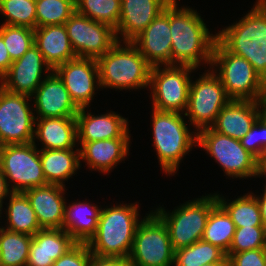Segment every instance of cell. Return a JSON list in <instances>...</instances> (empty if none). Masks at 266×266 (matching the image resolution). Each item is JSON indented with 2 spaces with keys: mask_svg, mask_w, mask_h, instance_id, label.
I'll list each match as a JSON object with an SVG mask.
<instances>
[{
  "mask_svg": "<svg viewBox=\"0 0 266 266\" xmlns=\"http://www.w3.org/2000/svg\"><path fill=\"white\" fill-rule=\"evenodd\" d=\"M179 4L178 0L170 2L171 65L209 68L217 33L209 30L195 7Z\"/></svg>",
  "mask_w": 266,
  "mask_h": 266,
  "instance_id": "obj_1",
  "label": "cell"
},
{
  "mask_svg": "<svg viewBox=\"0 0 266 266\" xmlns=\"http://www.w3.org/2000/svg\"><path fill=\"white\" fill-rule=\"evenodd\" d=\"M114 202L104 203L96 232L86 244L93 255L128 259L137 227L145 216L140 212V200Z\"/></svg>",
  "mask_w": 266,
  "mask_h": 266,
  "instance_id": "obj_2",
  "label": "cell"
},
{
  "mask_svg": "<svg viewBox=\"0 0 266 266\" xmlns=\"http://www.w3.org/2000/svg\"><path fill=\"white\" fill-rule=\"evenodd\" d=\"M150 109L149 129L158 165L162 174L176 177L183 160L197 148V131L184 114Z\"/></svg>",
  "mask_w": 266,
  "mask_h": 266,
  "instance_id": "obj_3",
  "label": "cell"
},
{
  "mask_svg": "<svg viewBox=\"0 0 266 266\" xmlns=\"http://www.w3.org/2000/svg\"><path fill=\"white\" fill-rule=\"evenodd\" d=\"M243 17L217 31V40L245 58L266 82V0H256Z\"/></svg>",
  "mask_w": 266,
  "mask_h": 266,
  "instance_id": "obj_4",
  "label": "cell"
},
{
  "mask_svg": "<svg viewBox=\"0 0 266 266\" xmlns=\"http://www.w3.org/2000/svg\"><path fill=\"white\" fill-rule=\"evenodd\" d=\"M97 63L101 90L148 92L152 67L131 42L118 41Z\"/></svg>",
  "mask_w": 266,
  "mask_h": 266,
  "instance_id": "obj_5",
  "label": "cell"
},
{
  "mask_svg": "<svg viewBox=\"0 0 266 266\" xmlns=\"http://www.w3.org/2000/svg\"><path fill=\"white\" fill-rule=\"evenodd\" d=\"M204 195L179 203L173 210L163 204L149 208L167 226L174 250L188 247L202 239L209 214L218 204L215 191Z\"/></svg>",
  "mask_w": 266,
  "mask_h": 266,
  "instance_id": "obj_6",
  "label": "cell"
},
{
  "mask_svg": "<svg viewBox=\"0 0 266 266\" xmlns=\"http://www.w3.org/2000/svg\"><path fill=\"white\" fill-rule=\"evenodd\" d=\"M210 68L220 78L231 100L260 101L266 94V82L245 58L229 52L215 41Z\"/></svg>",
  "mask_w": 266,
  "mask_h": 266,
  "instance_id": "obj_7",
  "label": "cell"
},
{
  "mask_svg": "<svg viewBox=\"0 0 266 266\" xmlns=\"http://www.w3.org/2000/svg\"><path fill=\"white\" fill-rule=\"evenodd\" d=\"M197 148L221 167L226 179H257L258 159L242 146L240 140L209 127L197 132Z\"/></svg>",
  "mask_w": 266,
  "mask_h": 266,
  "instance_id": "obj_8",
  "label": "cell"
},
{
  "mask_svg": "<svg viewBox=\"0 0 266 266\" xmlns=\"http://www.w3.org/2000/svg\"><path fill=\"white\" fill-rule=\"evenodd\" d=\"M193 74L184 116L198 132L211 127L221 109L231 100L218 75L209 67ZM196 77V78H195Z\"/></svg>",
  "mask_w": 266,
  "mask_h": 266,
  "instance_id": "obj_9",
  "label": "cell"
},
{
  "mask_svg": "<svg viewBox=\"0 0 266 266\" xmlns=\"http://www.w3.org/2000/svg\"><path fill=\"white\" fill-rule=\"evenodd\" d=\"M198 69L188 65H164L151 68L149 79L150 108L184 114L193 74ZM150 89V90H149Z\"/></svg>",
  "mask_w": 266,
  "mask_h": 266,
  "instance_id": "obj_10",
  "label": "cell"
},
{
  "mask_svg": "<svg viewBox=\"0 0 266 266\" xmlns=\"http://www.w3.org/2000/svg\"><path fill=\"white\" fill-rule=\"evenodd\" d=\"M147 212L137 227L128 261L132 266H173L168 228L153 210Z\"/></svg>",
  "mask_w": 266,
  "mask_h": 266,
  "instance_id": "obj_11",
  "label": "cell"
},
{
  "mask_svg": "<svg viewBox=\"0 0 266 266\" xmlns=\"http://www.w3.org/2000/svg\"><path fill=\"white\" fill-rule=\"evenodd\" d=\"M0 168L12 192L47 185L39 148L33 142L0 146Z\"/></svg>",
  "mask_w": 266,
  "mask_h": 266,
  "instance_id": "obj_12",
  "label": "cell"
},
{
  "mask_svg": "<svg viewBox=\"0 0 266 266\" xmlns=\"http://www.w3.org/2000/svg\"><path fill=\"white\" fill-rule=\"evenodd\" d=\"M35 115L31 96L0 86V146L33 142Z\"/></svg>",
  "mask_w": 266,
  "mask_h": 266,
  "instance_id": "obj_13",
  "label": "cell"
},
{
  "mask_svg": "<svg viewBox=\"0 0 266 266\" xmlns=\"http://www.w3.org/2000/svg\"><path fill=\"white\" fill-rule=\"evenodd\" d=\"M64 25L77 57L97 60L118 42L113 27L77 12Z\"/></svg>",
  "mask_w": 266,
  "mask_h": 266,
  "instance_id": "obj_14",
  "label": "cell"
},
{
  "mask_svg": "<svg viewBox=\"0 0 266 266\" xmlns=\"http://www.w3.org/2000/svg\"><path fill=\"white\" fill-rule=\"evenodd\" d=\"M54 71L79 109L90 107L101 91L96 59L76 57L57 66Z\"/></svg>",
  "mask_w": 266,
  "mask_h": 266,
  "instance_id": "obj_15",
  "label": "cell"
},
{
  "mask_svg": "<svg viewBox=\"0 0 266 266\" xmlns=\"http://www.w3.org/2000/svg\"><path fill=\"white\" fill-rule=\"evenodd\" d=\"M52 68L45 62L35 45L12 62L9 71L0 79V86L14 94L32 96Z\"/></svg>",
  "mask_w": 266,
  "mask_h": 266,
  "instance_id": "obj_16",
  "label": "cell"
},
{
  "mask_svg": "<svg viewBox=\"0 0 266 266\" xmlns=\"http://www.w3.org/2000/svg\"><path fill=\"white\" fill-rule=\"evenodd\" d=\"M91 107L81 108L75 116L77 142H93L113 138L131 137L130 121L117 111L106 110L102 114L91 112Z\"/></svg>",
  "mask_w": 266,
  "mask_h": 266,
  "instance_id": "obj_17",
  "label": "cell"
},
{
  "mask_svg": "<svg viewBox=\"0 0 266 266\" xmlns=\"http://www.w3.org/2000/svg\"><path fill=\"white\" fill-rule=\"evenodd\" d=\"M133 138H113L93 142H77L79 147L80 167L87 166L89 173L111 174L120 163L129 159ZM83 163V167H82ZM85 163V166H84Z\"/></svg>",
  "mask_w": 266,
  "mask_h": 266,
  "instance_id": "obj_18",
  "label": "cell"
},
{
  "mask_svg": "<svg viewBox=\"0 0 266 266\" xmlns=\"http://www.w3.org/2000/svg\"><path fill=\"white\" fill-rule=\"evenodd\" d=\"M131 43L151 67L171 65L170 3Z\"/></svg>",
  "mask_w": 266,
  "mask_h": 266,
  "instance_id": "obj_19",
  "label": "cell"
},
{
  "mask_svg": "<svg viewBox=\"0 0 266 266\" xmlns=\"http://www.w3.org/2000/svg\"><path fill=\"white\" fill-rule=\"evenodd\" d=\"M35 118L75 117V105L64 83L52 70L31 96Z\"/></svg>",
  "mask_w": 266,
  "mask_h": 266,
  "instance_id": "obj_20",
  "label": "cell"
},
{
  "mask_svg": "<svg viewBox=\"0 0 266 266\" xmlns=\"http://www.w3.org/2000/svg\"><path fill=\"white\" fill-rule=\"evenodd\" d=\"M67 190L60 185L47 184L23 192L35 211L38 224L42 229H63L65 206L69 197Z\"/></svg>",
  "mask_w": 266,
  "mask_h": 266,
  "instance_id": "obj_21",
  "label": "cell"
},
{
  "mask_svg": "<svg viewBox=\"0 0 266 266\" xmlns=\"http://www.w3.org/2000/svg\"><path fill=\"white\" fill-rule=\"evenodd\" d=\"M172 0H121V14L115 29L119 42H131Z\"/></svg>",
  "mask_w": 266,
  "mask_h": 266,
  "instance_id": "obj_22",
  "label": "cell"
},
{
  "mask_svg": "<svg viewBox=\"0 0 266 266\" xmlns=\"http://www.w3.org/2000/svg\"><path fill=\"white\" fill-rule=\"evenodd\" d=\"M261 116L259 101L230 100L218 114L211 128L241 140Z\"/></svg>",
  "mask_w": 266,
  "mask_h": 266,
  "instance_id": "obj_23",
  "label": "cell"
},
{
  "mask_svg": "<svg viewBox=\"0 0 266 266\" xmlns=\"http://www.w3.org/2000/svg\"><path fill=\"white\" fill-rule=\"evenodd\" d=\"M33 144L39 149H79L76 118H35Z\"/></svg>",
  "mask_w": 266,
  "mask_h": 266,
  "instance_id": "obj_24",
  "label": "cell"
},
{
  "mask_svg": "<svg viewBox=\"0 0 266 266\" xmlns=\"http://www.w3.org/2000/svg\"><path fill=\"white\" fill-rule=\"evenodd\" d=\"M76 243L64 229H41L32 237L26 266H52Z\"/></svg>",
  "mask_w": 266,
  "mask_h": 266,
  "instance_id": "obj_25",
  "label": "cell"
},
{
  "mask_svg": "<svg viewBox=\"0 0 266 266\" xmlns=\"http://www.w3.org/2000/svg\"><path fill=\"white\" fill-rule=\"evenodd\" d=\"M34 45L52 70L77 57L64 24L35 28Z\"/></svg>",
  "mask_w": 266,
  "mask_h": 266,
  "instance_id": "obj_26",
  "label": "cell"
},
{
  "mask_svg": "<svg viewBox=\"0 0 266 266\" xmlns=\"http://www.w3.org/2000/svg\"><path fill=\"white\" fill-rule=\"evenodd\" d=\"M95 203L86 198L66 202L63 229L77 243H87L96 232L103 205Z\"/></svg>",
  "mask_w": 266,
  "mask_h": 266,
  "instance_id": "obj_27",
  "label": "cell"
},
{
  "mask_svg": "<svg viewBox=\"0 0 266 266\" xmlns=\"http://www.w3.org/2000/svg\"><path fill=\"white\" fill-rule=\"evenodd\" d=\"M42 170L47 184L66 186V181L80 168L79 149H39Z\"/></svg>",
  "mask_w": 266,
  "mask_h": 266,
  "instance_id": "obj_28",
  "label": "cell"
},
{
  "mask_svg": "<svg viewBox=\"0 0 266 266\" xmlns=\"http://www.w3.org/2000/svg\"><path fill=\"white\" fill-rule=\"evenodd\" d=\"M0 213L1 221L3 219L1 227L11 232L34 236L42 229L38 224L35 211L23 192H12L0 208Z\"/></svg>",
  "mask_w": 266,
  "mask_h": 266,
  "instance_id": "obj_29",
  "label": "cell"
},
{
  "mask_svg": "<svg viewBox=\"0 0 266 266\" xmlns=\"http://www.w3.org/2000/svg\"><path fill=\"white\" fill-rule=\"evenodd\" d=\"M243 195L229 196L216 191L217 203L227 212L236 228L263 226L261 211L256 197L249 191ZM237 196V198H236Z\"/></svg>",
  "mask_w": 266,
  "mask_h": 266,
  "instance_id": "obj_30",
  "label": "cell"
},
{
  "mask_svg": "<svg viewBox=\"0 0 266 266\" xmlns=\"http://www.w3.org/2000/svg\"><path fill=\"white\" fill-rule=\"evenodd\" d=\"M235 231L234 222L227 212L217 204L209 214L202 240L219 247L227 254Z\"/></svg>",
  "mask_w": 266,
  "mask_h": 266,
  "instance_id": "obj_31",
  "label": "cell"
},
{
  "mask_svg": "<svg viewBox=\"0 0 266 266\" xmlns=\"http://www.w3.org/2000/svg\"><path fill=\"white\" fill-rule=\"evenodd\" d=\"M32 237L0 227V266H26Z\"/></svg>",
  "mask_w": 266,
  "mask_h": 266,
  "instance_id": "obj_32",
  "label": "cell"
},
{
  "mask_svg": "<svg viewBox=\"0 0 266 266\" xmlns=\"http://www.w3.org/2000/svg\"><path fill=\"white\" fill-rule=\"evenodd\" d=\"M215 262H228L226 253L202 239L188 247L174 250L173 266H201Z\"/></svg>",
  "mask_w": 266,
  "mask_h": 266,
  "instance_id": "obj_33",
  "label": "cell"
},
{
  "mask_svg": "<svg viewBox=\"0 0 266 266\" xmlns=\"http://www.w3.org/2000/svg\"><path fill=\"white\" fill-rule=\"evenodd\" d=\"M76 12L94 21L117 28L121 14V0H75Z\"/></svg>",
  "mask_w": 266,
  "mask_h": 266,
  "instance_id": "obj_34",
  "label": "cell"
},
{
  "mask_svg": "<svg viewBox=\"0 0 266 266\" xmlns=\"http://www.w3.org/2000/svg\"><path fill=\"white\" fill-rule=\"evenodd\" d=\"M36 28L65 24L76 12L75 0H36Z\"/></svg>",
  "mask_w": 266,
  "mask_h": 266,
  "instance_id": "obj_35",
  "label": "cell"
},
{
  "mask_svg": "<svg viewBox=\"0 0 266 266\" xmlns=\"http://www.w3.org/2000/svg\"><path fill=\"white\" fill-rule=\"evenodd\" d=\"M36 0H0L2 24L36 28Z\"/></svg>",
  "mask_w": 266,
  "mask_h": 266,
  "instance_id": "obj_36",
  "label": "cell"
},
{
  "mask_svg": "<svg viewBox=\"0 0 266 266\" xmlns=\"http://www.w3.org/2000/svg\"><path fill=\"white\" fill-rule=\"evenodd\" d=\"M0 35L12 61L21 58L34 45V29L0 23Z\"/></svg>",
  "mask_w": 266,
  "mask_h": 266,
  "instance_id": "obj_37",
  "label": "cell"
},
{
  "mask_svg": "<svg viewBox=\"0 0 266 266\" xmlns=\"http://www.w3.org/2000/svg\"><path fill=\"white\" fill-rule=\"evenodd\" d=\"M257 248H266V229L264 226L236 228L226 256L228 258L233 253Z\"/></svg>",
  "mask_w": 266,
  "mask_h": 266,
  "instance_id": "obj_38",
  "label": "cell"
},
{
  "mask_svg": "<svg viewBox=\"0 0 266 266\" xmlns=\"http://www.w3.org/2000/svg\"><path fill=\"white\" fill-rule=\"evenodd\" d=\"M240 142L257 159L266 153V119L262 115Z\"/></svg>",
  "mask_w": 266,
  "mask_h": 266,
  "instance_id": "obj_39",
  "label": "cell"
},
{
  "mask_svg": "<svg viewBox=\"0 0 266 266\" xmlns=\"http://www.w3.org/2000/svg\"><path fill=\"white\" fill-rule=\"evenodd\" d=\"M92 253L86 243H76L52 266H88Z\"/></svg>",
  "mask_w": 266,
  "mask_h": 266,
  "instance_id": "obj_40",
  "label": "cell"
},
{
  "mask_svg": "<svg viewBox=\"0 0 266 266\" xmlns=\"http://www.w3.org/2000/svg\"><path fill=\"white\" fill-rule=\"evenodd\" d=\"M228 262L229 266H266V248L233 253Z\"/></svg>",
  "mask_w": 266,
  "mask_h": 266,
  "instance_id": "obj_41",
  "label": "cell"
},
{
  "mask_svg": "<svg viewBox=\"0 0 266 266\" xmlns=\"http://www.w3.org/2000/svg\"><path fill=\"white\" fill-rule=\"evenodd\" d=\"M88 266H132L128 259L116 257H100L93 255L90 258Z\"/></svg>",
  "mask_w": 266,
  "mask_h": 266,
  "instance_id": "obj_42",
  "label": "cell"
},
{
  "mask_svg": "<svg viewBox=\"0 0 266 266\" xmlns=\"http://www.w3.org/2000/svg\"><path fill=\"white\" fill-rule=\"evenodd\" d=\"M12 60L0 35V79L9 71Z\"/></svg>",
  "mask_w": 266,
  "mask_h": 266,
  "instance_id": "obj_43",
  "label": "cell"
},
{
  "mask_svg": "<svg viewBox=\"0 0 266 266\" xmlns=\"http://www.w3.org/2000/svg\"><path fill=\"white\" fill-rule=\"evenodd\" d=\"M262 193L258 190H255L254 192L250 190V192L256 197L259 206H260V211H261V217H262V223L263 226L266 229V187H263L262 189ZM259 193V194H257Z\"/></svg>",
  "mask_w": 266,
  "mask_h": 266,
  "instance_id": "obj_44",
  "label": "cell"
},
{
  "mask_svg": "<svg viewBox=\"0 0 266 266\" xmlns=\"http://www.w3.org/2000/svg\"><path fill=\"white\" fill-rule=\"evenodd\" d=\"M11 193L12 191L7 184L6 177L4 176L2 169L0 168V208L3 207L5 200Z\"/></svg>",
  "mask_w": 266,
  "mask_h": 266,
  "instance_id": "obj_45",
  "label": "cell"
},
{
  "mask_svg": "<svg viewBox=\"0 0 266 266\" xmlns=\"http://www.w3.org/2000/svg\"><path fill=\"white\" fill-rule=\"evenodd\" d=\"M256 178H264L263 187H266V153L258 159Z\"/></svg>",
  "mask_w": 266,
  "mask_h": 266,
  "instance_id": "obj_46",
  "label": "cell"
},
{
  "mask_svg": "<svg viewBox=\"0 0 266 266\" xmlns=\"http://www.w3.org/2000/svg\"><path fill=\"white\" fill-rule=\"evenodd\" d=\"M261 107V115L266 119V94L259 101Z\"/></svg>",
  "mask_w": 266,
  "mask_h": 266,
  "instance_id": "obj_47",
  "label": "cell"
},
{
  "mask_svg": "<svg viewBox=\"0 0 266 266\" xmlns=\"http://www.w3.org/2000/svg\"><path fill=\"white\" fill-rule=\"evenodd\" d=\"M201 266H229V262H215V263L204 264Z\"/></svg>",
  "mask_w": 266,
  "mask_h": 266,
  "instance_id": "obj_48",
  "label": "cell"
}]
</instances>
